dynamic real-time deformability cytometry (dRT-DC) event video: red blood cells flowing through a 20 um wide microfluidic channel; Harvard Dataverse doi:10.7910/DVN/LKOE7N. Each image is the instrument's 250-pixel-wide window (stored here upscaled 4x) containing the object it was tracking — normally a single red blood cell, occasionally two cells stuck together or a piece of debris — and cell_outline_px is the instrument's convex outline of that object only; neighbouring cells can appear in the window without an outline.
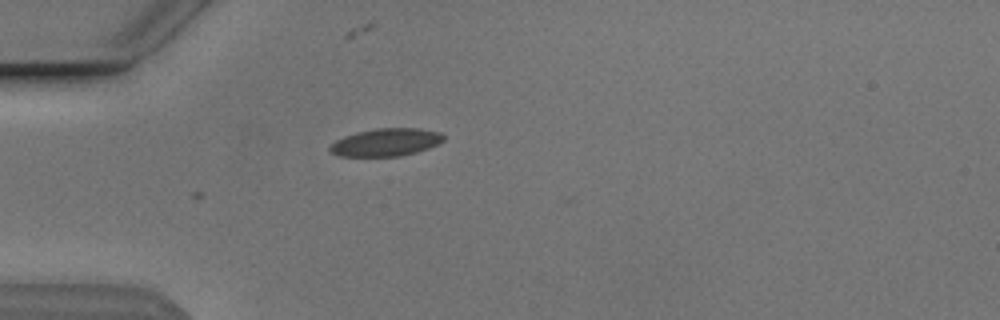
{"species": "Egyptian fruit bat (a non-hibernating species)", "species_latin": "Rousettus aegyptiacus", "temperature_condition": "cold", "stored_images_in_passage": 8, "camera_frame_rate_fps": 3000, "um_per_image_px": 0.085, "animal": {"sex": "male"}, "frame": {"image": 1, "passage_image": 1, "time_ms": 0.0, "image_size_px": [1000, 320], "cell_outline_px": [[444, 140], [428, 148], [416, 152], [400, 156], [340, 156], [332, 152], [328, 148], [336, 140], [344, 136], [376, 128], [420, 128], [440, 132], [444, 136]], "centroid_in_image_um": [32.82, 12.09], "position_along_channel_um": 52.2, "area_um2": 18.15}}
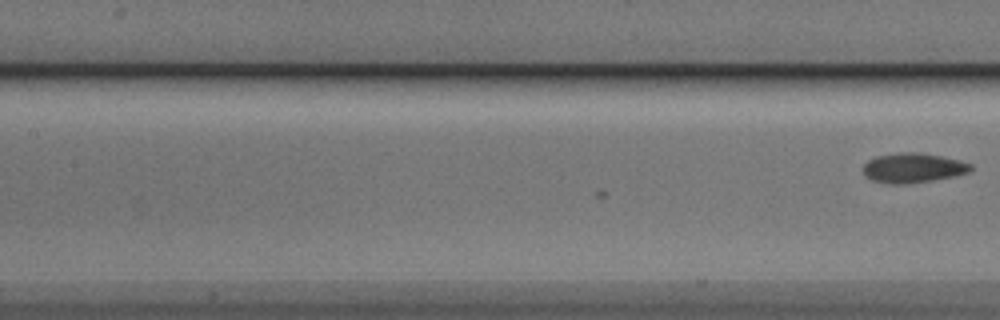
{"frame": {"image": 2, "passage_image": 8, "time_ms": 2.333, "image_size_px": [1000, 320], "cell_outline_px": [[972, 168], [968, 172], [956, 176], [932, 180], [904, 184], [888, 184], [872, 180], [864, 176], [864, 164], [868, 160], [876, 156], [900, 152], [916, 152], [940, 156], [960, 160], [972, 164]], "centroid_in_image_um": [77.59, 14.27], "position_along_channel_um": 129.8, "area_um2": 18.61}}